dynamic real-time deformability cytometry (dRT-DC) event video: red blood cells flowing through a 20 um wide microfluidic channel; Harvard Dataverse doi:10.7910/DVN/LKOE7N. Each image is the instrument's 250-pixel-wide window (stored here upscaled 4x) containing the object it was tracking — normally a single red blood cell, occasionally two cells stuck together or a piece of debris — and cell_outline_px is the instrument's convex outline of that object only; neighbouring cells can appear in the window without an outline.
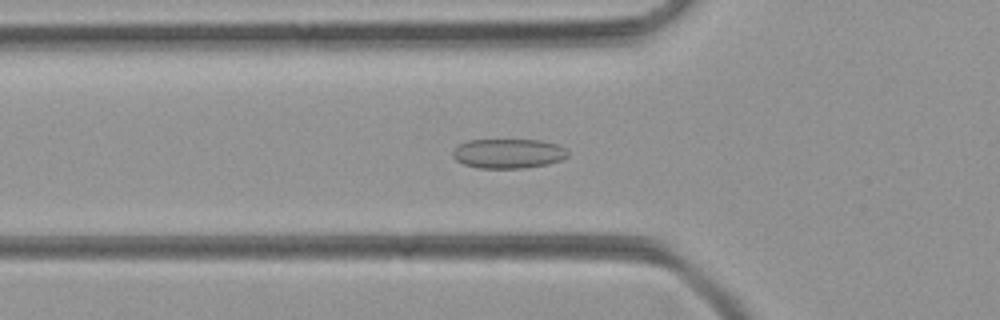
{"species": "common noctule bat (a hibernating species)", "species_latin": "Nyctalus noctula", "temperature_condition": "room temperature", "stored_images_in_passage": 42, "camera_frame_rate_fps": 3000, "um_per_image_px": 0.085, "animal": {"sex": "female", "body_mass_g": 21.9}, "frame": {"image": 1, "passage_image": 8, "time_ms": 2.333, "image_size_px": [1000, 320], "cell_outline_px": [[568, 156], [560, 160], [548, 164], [524, 168], [476, 168], [464, 164], [456, 160], [452, 156], [452, 152], [460, 144], [468, 140], [540, 140], [560, 144], [568, 152]], "centroid_in_image_um": [43.22, 13.05], "position_along_channel_um": 82.6, "area_um2": 19.88}}
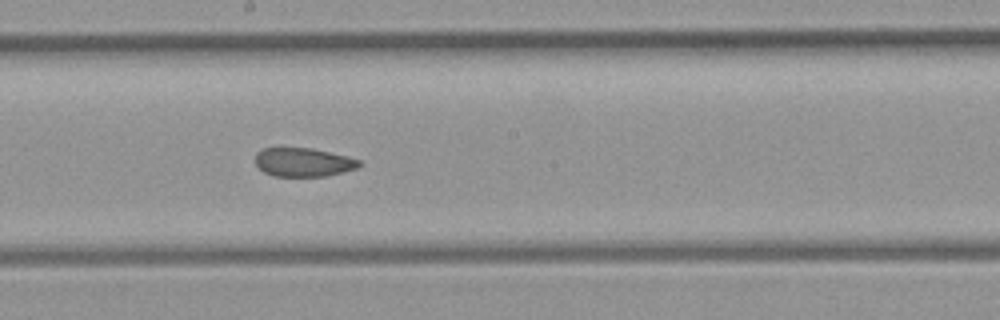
{"frame": {"image": 2, "passage_image": 18, "time_ms": 5.667, "image_size_px": [1000, 320], "cell_outline_px": [[360, 164], [356, 168], [324, 176], [272, 176], [264, 172], [256, 164], [256, 152], [264, 148], [312, 148], [348, 156], [360, 160]], "centroid_in_image_um": [25.76, 13.78], "position_along_channel_um": 222.4, "area_um2": 17.22}}
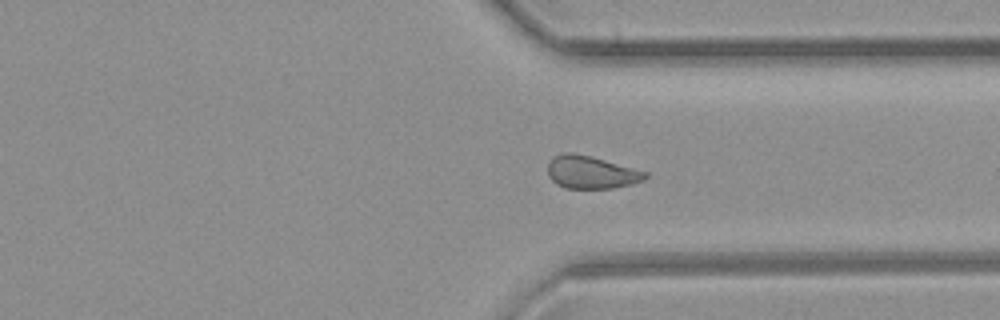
{"frame": {"image": 3, "passage_image": 28, "time_ms": 9.0, "image_size_px": [1000, 320], "cell_outline_px": [[648, 176], [644, 180], [632, 184], [612, 188], [564, 188], [556, 184], [548, 176], [548, 164], [552, 156], [564, 152], [572, 152], [592, 156], [648, 172]], "centroid_in_image_um": [50.23, 14.63], "position_along_channel_um": 361.2, "area_um2": 18.79}}